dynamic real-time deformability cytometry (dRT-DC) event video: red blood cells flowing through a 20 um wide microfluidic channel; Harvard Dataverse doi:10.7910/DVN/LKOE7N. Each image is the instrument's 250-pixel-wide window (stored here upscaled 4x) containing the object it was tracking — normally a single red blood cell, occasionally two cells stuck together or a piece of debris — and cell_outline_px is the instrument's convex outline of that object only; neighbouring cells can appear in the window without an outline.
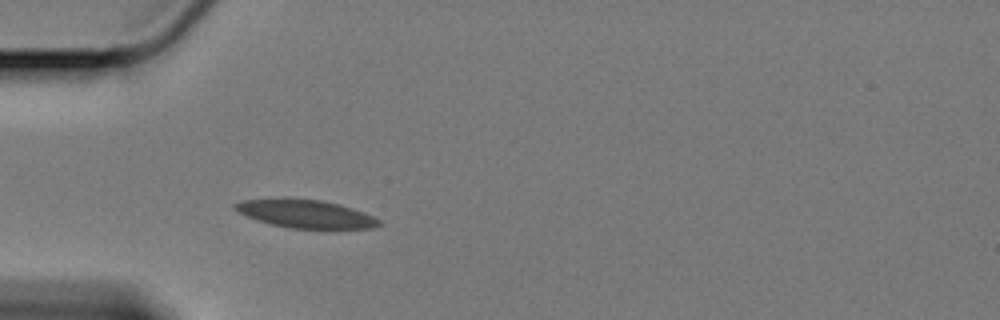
{"species": "Egyptian fruit bat (a non-hibernating species)", "species_latin": "Rousettus aegyptiacus", "temperature_condition": "cold", "stored_images_in_passage": 43, "camera_frame_rate_fps": 3000, "um_per_image_px": 0.085, "animal": {"sex": "female"}, "frame": {"image": 1, "passage_image": 1, "time_ms": 0.0, "image_size_px": [1000, 320], "cell_outline_px": [[384, 224], [372, 228], [288, 228], [256, 220], [232, 208], [232, 204], [240, 200], [284, 196], [320, 200], [352, 208], [364, 212], [380, 220]], "centroid_in_image_um": [25.9, 18.14], "position_along_channel_um": 59.1, "area_um2": 23.99}}
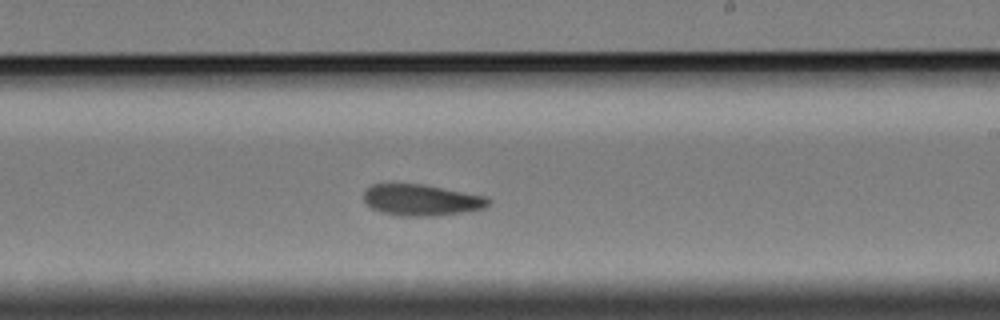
{"frame": {"image": 2, "passage_image": 19, "time_ms": 6.0, "image_size_px": [1000, 320], "cell_outline_px": [[492, 204], [484, 208], [464, 212], [436, 216], [400, 216], [380, 212], [372, 208], [364, 200], [364, 192], [372, 184], [424, 184], [488, 196], [492, 200]], "centroid_in_image_um": [35.89, 17.0], "position_along_channel_um": 253.1, "area_um2": 23.0}}
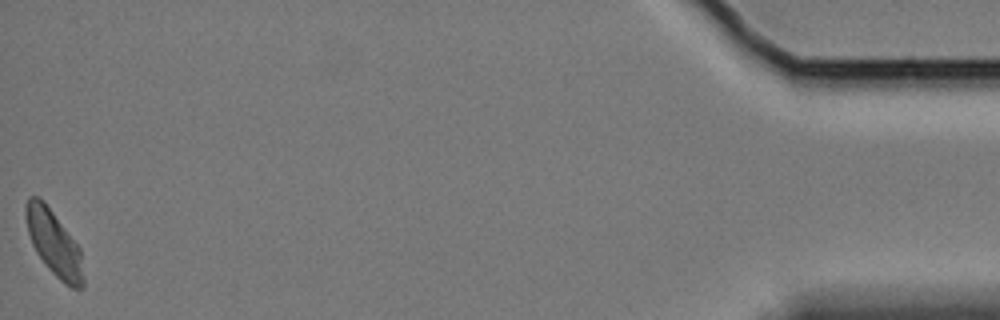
{"frame": {"image": 3, "passage_image": 43, "time_ms": 14.0, "image_size_px": [1000, 320], "cell_outline_px": [[84, 284], [80, 288], [72, 288], [64, 284], [48, 268], [36, 252], [32, 244], [28, 232], [24, 216], [24, 208], [28, 196], [40, 196], [80, 248], [84, 276]], "centroid_in_image_um": [4.56, 20.66], "position_along_channel_um": 430.6, "area_um2": 21.85}, "authors_computed_cell_mechanics": {"area_um2": 23.1778, "velocity_mm_per_s": 3.3163, "shape_relaxation_time_tau1_ms": null, "shape_relaxation_time_tau2_ms": 3.5888, "deformation_change_tau1": null, "deformation_change_tau2": 0.087}}